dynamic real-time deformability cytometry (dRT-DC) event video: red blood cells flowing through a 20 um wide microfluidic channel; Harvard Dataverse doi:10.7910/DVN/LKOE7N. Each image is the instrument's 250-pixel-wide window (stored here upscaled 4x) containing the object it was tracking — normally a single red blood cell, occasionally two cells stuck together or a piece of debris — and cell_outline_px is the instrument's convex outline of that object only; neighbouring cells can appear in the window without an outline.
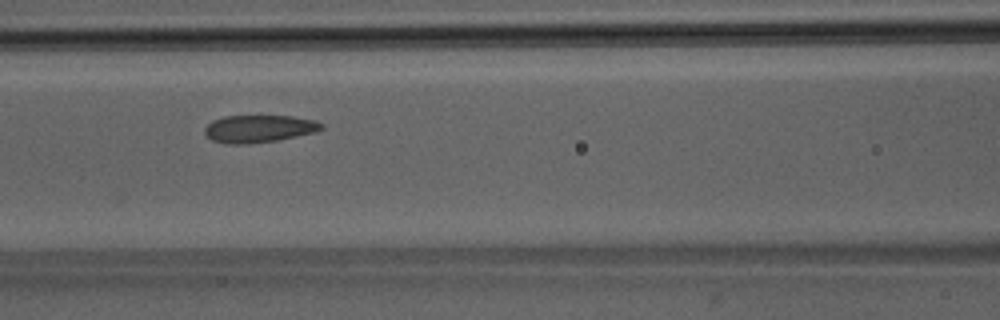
{"species": "Egyptian fruit bat (a non-hibernating species)", "species_latin": "Rousettus aegyptiacus", "temperature_condition": "room temperature", "stored_images_in_passage": 35, "camera_frame_rate_fps": 3000, "um_per_image_px": 0.085, "animal": {"sex": "male"}, "frame": {"image": 1, "passage_image": 10, "time_ms": 3.0, "image_size_px": [1000, 320], "cell_outline_px": [[324, 128], [316, 132], [276, 140], [244, 144], [228, 144], [212, 140], [204, 132], [204, 128], [212, 120], [224, 116], [292, 116], [316, 120], [324, 124]], "centroid_in_image_um": [22.03, 10.93], "position_along_channel_um": 144.6, "area_um2": 18.67}}
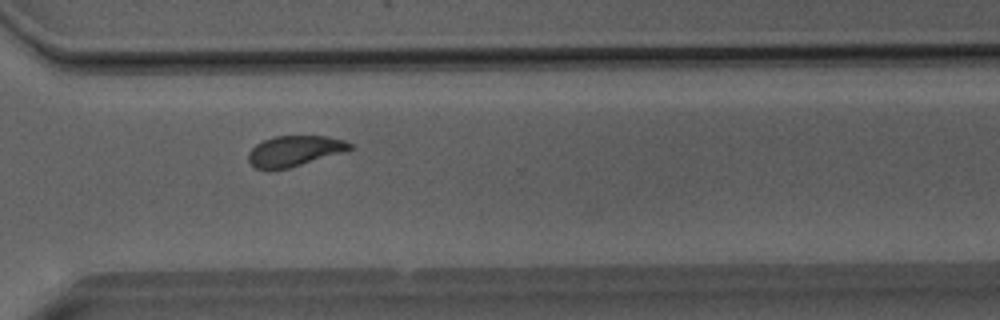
{"frame": {"image": 2, "passage_image": 25, "time_ms": 8.0, "image_size_px": [1000, 320], "cell_outline_px": [[352, 148], [348, 152], [288, 168], [268, 172], [256, 168], [248, 160], [248, 152], [256, 144], [272, 136], [328, 136], [344, 140], [352, 144]], "centroid_in_image_um": [25.04, 12.85], "position_along_channel_um": 345.6, "area_um2": 18.55}}
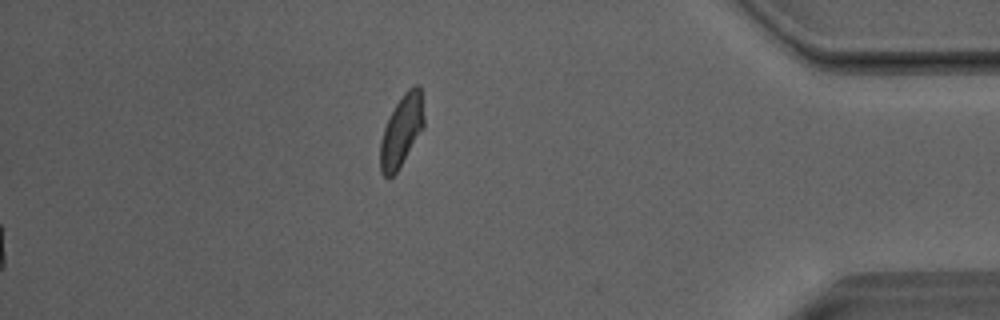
{"frame": {"image": 3, "passage_image": 32, "time_ms": 10.333, "image_size_px": [1000, 320], "cell_outline_px": [[424, 128], [396, 172], [388, 180], [380, 172], [380, 140], [384, 128], [396, 104], [404, 92], [408, 88], [416, 84], [420, 84], [424, 116]], "centroid_in_image_um": [34.13, 11.12], "position_along_channel_um": 401.1, "area_um2": 18.21}, "authors_computed_cell_mechanics": {"area_um2": 18.6694, "velocity_mm_per_s": 4.0227, "shape_relaxation_time_tau1_ms": 9.3455, "shape_relaxation_time_tau2_ms": 1.8143, "deformation_change_tau1": 0.2075, "deformation_change_tau2": 0.0581}}